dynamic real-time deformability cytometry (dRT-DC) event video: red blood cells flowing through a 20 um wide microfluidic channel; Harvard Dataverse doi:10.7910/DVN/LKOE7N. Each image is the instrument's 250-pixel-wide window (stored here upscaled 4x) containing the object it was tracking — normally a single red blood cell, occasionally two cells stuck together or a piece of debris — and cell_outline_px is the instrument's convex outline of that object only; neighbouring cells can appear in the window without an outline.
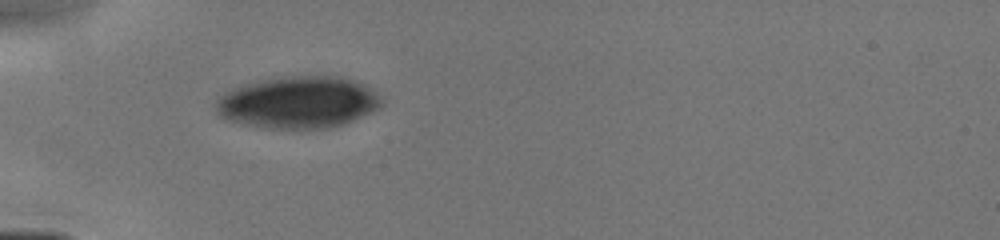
{"species": "human", "species_latin": "Homo sapiens", "temperature_condition": "cold", "stored_images_in_passage": 2, "camera_frame_rate_fps": 3000, "um_per_image_px": 0.085, "donor": {"sex": "male"}, "frame": {"image": 1, "passage_image": 1, "time_ms": 0.0, "image_size_px": [1000, 240], "cell_outline_px": [[384, 104], [352, 120], [328, 128], [260, 128], [240, 124], [216, 116], [216, 100], [220, 96], [232, 88], [256, 80], [284, 76], [340, 76], [356, 80], [372, 88], [384, 100]], "centroid_in_image_um": [25.3, 8.68], "position_along_channel_um": 59.7, "area_um2": 50.52}}